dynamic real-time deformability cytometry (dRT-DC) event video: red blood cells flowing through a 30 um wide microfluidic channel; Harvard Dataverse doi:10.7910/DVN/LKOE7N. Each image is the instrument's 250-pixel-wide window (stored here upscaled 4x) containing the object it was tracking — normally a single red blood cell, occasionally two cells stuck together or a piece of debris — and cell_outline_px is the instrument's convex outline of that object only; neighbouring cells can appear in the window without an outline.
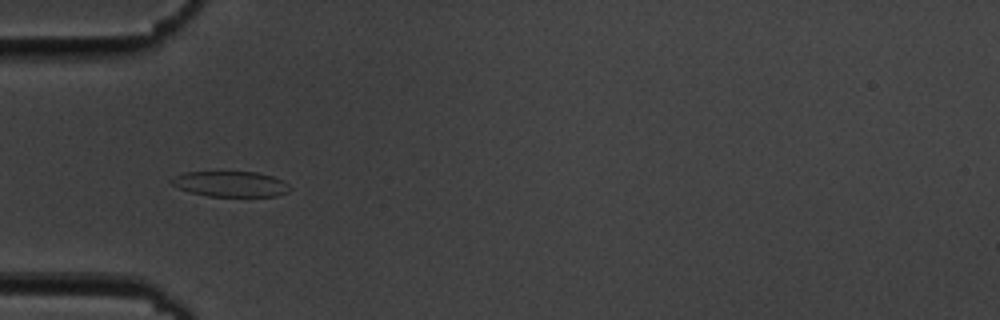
{"species": "common noctule bat (a hibernating species)", "species_latin": "Nyctalus noctula", "temperature_condition": "cold", "stored_images_in_passage": 38, "camera_frame_rate_fps": 3000, "um_per_image_px": 0.085, "animal": {"sex": "male", "body_mass_g": 19.5, "forearm_length_mm": 54.6}, "frame": {"image": 1, "passage_image": 1, "time_ms": 0.0, "image_size_px": [1000, 320], "cell_outline_px": [[292, 188], [288, 192], [276, 196], [208, 196], [192, 192], [180, 188], [172, 184], [168, 180], [184, 172], [256, 172], [272, 176], [288, 184]], "centroid_in_image_um": [19.61, 15.64], "position_along_channel_um": 65.4, "area_um2": 17.4}}
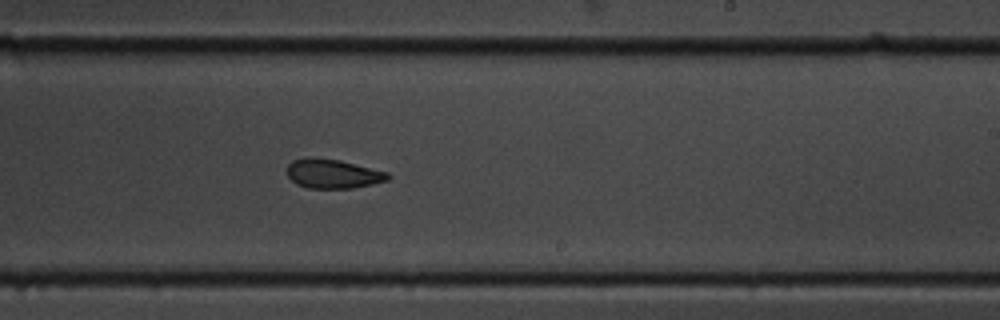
{"frame": {"image": 2, "passage_image": 17, "time_ms": 5.333, "image_size_px": [1000, 320], "cell_outline_px": [[388, 180], [372, 184], [352, 188], [308, 188], [296, 184], [288, 176], [288, 164], [292, 160], [340, 160], [388, 172]], "centroid_in_image_um": [28.33, 14.81], "position_along_channel_um": 260.7, "area_um2": 16.47}}
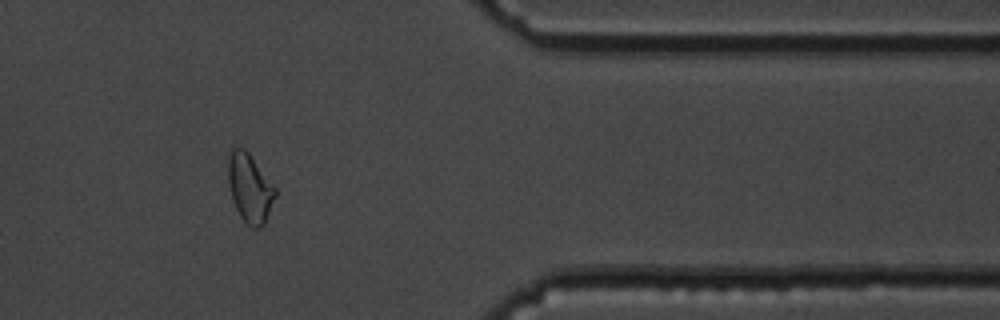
{"frame": {"image": 3, "passage_image": 29, "time_ms": 9.333, "image_size_px": [1000, 320], "cell_outline_px": [[276, 196], [264, 224], [256, 228], [252, 228], [240, 216], [232, 200], [228, 180], [228, 156], [232, 148], [244, 148], [248, 152], [276, 188]], "centroid_in_image_um": [21.23, 15.98], "position_along_channel_um": 390.2, "area_um2": 18.67}, "authors_computed_cell_mechanics": {"area_um2": 17.8602, "velocity_mm_per_s": 3.6879, "shape_relaxation_time_tau1_ms": 5.748, "shape_relaxation_time_tau2_ms": 3.7318, "deformation_change_tau1": 0.13, "deformation_change_tau2": 0.1078}}